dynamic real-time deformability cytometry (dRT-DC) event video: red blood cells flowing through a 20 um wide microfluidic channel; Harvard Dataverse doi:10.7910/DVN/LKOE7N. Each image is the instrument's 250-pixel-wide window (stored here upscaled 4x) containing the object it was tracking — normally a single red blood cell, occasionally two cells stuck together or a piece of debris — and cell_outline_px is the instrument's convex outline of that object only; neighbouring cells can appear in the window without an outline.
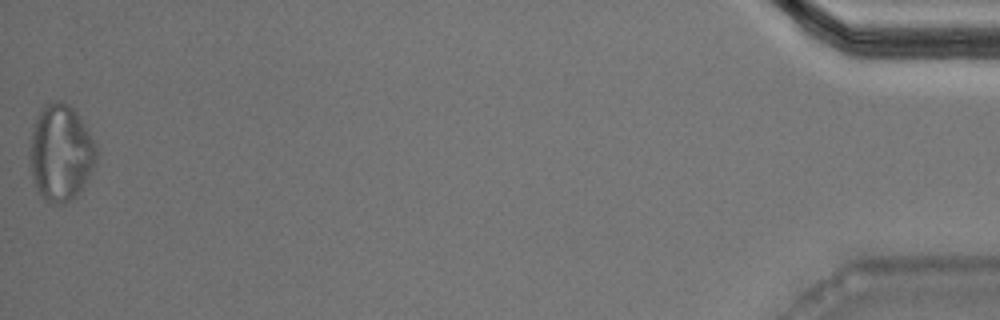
{"species": "Egyptian fruit bat (a non-hibernating species)", "species_latin": "Rousettus aegyptiacus", "temperature_condition": "warm", "stored_images_in_passage": 38, "segment_of_instrument_passage": [2, 2], "camera_frame_rate_fps": 3000, "um_per_image_px": 0.085, "animal": {"sex": "male"}, "frame": {"image": 1, "passage_image": 38, "time_ms": 12.333, "image_size_px": [1000, 320], "cell_outline_px": [[96, 164], [76, 196], [64, 204], [56, 204], [44, 200], [36, 192], [28, 160], [28, 156], [32, 124], [44, 104], [60, 100], [68, 104], [76, 112], [88, 132], [96, 148]], "centroid_in_image_um": [5.1, 13.01], "position_along_channel_um": 430.1, "area_um2": 37.63}}